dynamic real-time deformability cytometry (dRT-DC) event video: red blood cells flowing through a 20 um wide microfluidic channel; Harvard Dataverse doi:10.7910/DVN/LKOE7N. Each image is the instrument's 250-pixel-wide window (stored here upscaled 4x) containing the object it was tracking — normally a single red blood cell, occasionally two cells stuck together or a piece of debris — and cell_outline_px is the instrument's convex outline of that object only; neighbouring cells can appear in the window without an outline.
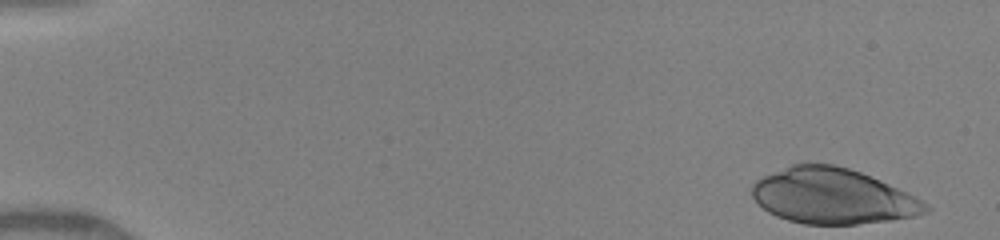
{"species": "human", "species_latin": "Homo sapiens", "temperature_condition": "warm", "stored_images_in_passage": 64, "camera_frame_rate_fps": 3000, "um_per_image_px": 0.085, "donor": {"sex": "female"}, "frame": {"image": 1, "passage_image": 1, "time_ms": 0.0, "image_size_px": [1000, 240], "cell_outline_px": [[932, 208], [928, 212], [916, 216], [892, 220], [856, 224], [804, 224], [788, 220], [776, 216], [768, 212], [752, 196], [752, 184], [756, 180], [764, 176], [792, 164], [836, 164], [860, 172], [880, 180], [920, 200]], "centroid_in_image_um": [70.77, 16.68], "position_along_channel_um": 14.2, "area_um2": 55.6}}